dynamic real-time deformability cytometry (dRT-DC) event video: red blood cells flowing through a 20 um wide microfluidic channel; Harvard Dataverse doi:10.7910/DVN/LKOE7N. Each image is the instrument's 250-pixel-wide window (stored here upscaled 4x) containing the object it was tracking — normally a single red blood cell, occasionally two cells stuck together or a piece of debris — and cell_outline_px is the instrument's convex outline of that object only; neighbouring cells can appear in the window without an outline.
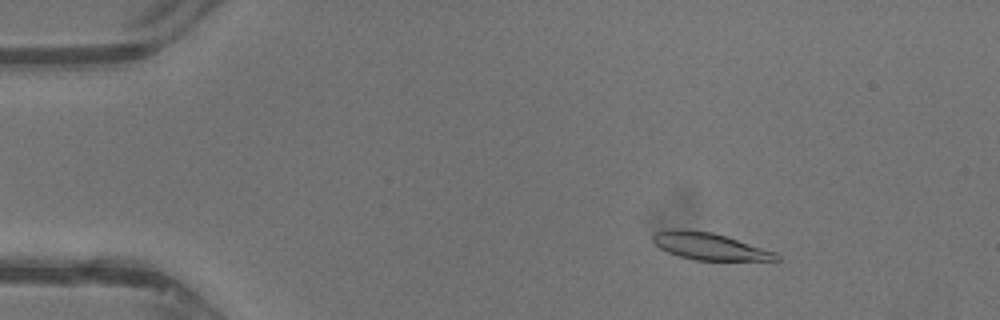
{"species": "common noctule bat (a hibernating species)", "species_latin": "Nyctalus noctula", "temperature_condition": "warm", "stored_images_in_passage": 43, "camera_frame_rate_fps": 3000, "um_per_image_px": 0.085, "animal": {"sex": "male", "body_mass_g": 13.3}, "frame": {"image": 1, "passage_image": 7, "time_ms": 2.0, "image_size_px": [1000, 320], "cell_outline_px": [[780, 260], [692, 260], [668, 252], [660, 248], [652, 240], [652, 232], [668, 228], [684, 228], [712, 232], [776, 252], [780, 256]], "centroid_in_image_um": [60.23, 20.91], "position_along_channel_um": 24.8, "area_um2": 19.54}}
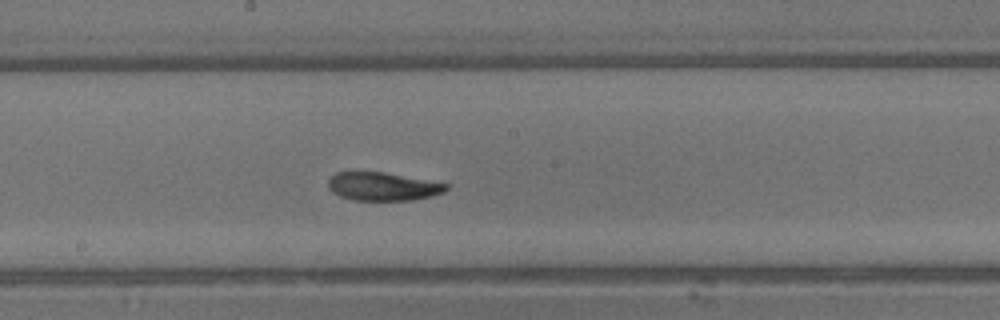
{"frame": {"image": 2, "passage_image": 24, "time_ms": 7.667, "image_size_px": [1000, 320], "cell_outline_px": [[448, 188], [444, 192], [432, 196], [412, 200], [352, 200], [340, 196], [332, 192], [328, 188], [328, 180], [336, 172], [384, 172], [448, 184]], "centroid_in_image_um": [32.52, 15.85], "position_along_channel_um": 215.7, "area_um2": 19.36}}
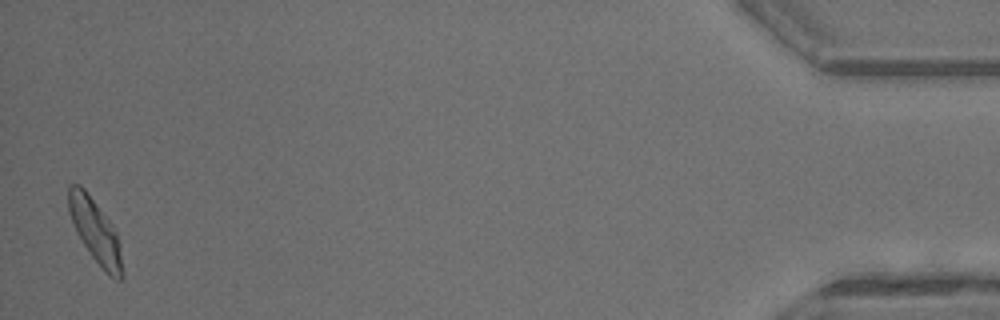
{"frame": {"image": 3, "passage_image": 43, "time_ms": 14.0, "image_size_px": [1000, 320], "cell_outline_px": [[124, 276], [120, 280], [116, 280], [108, 276], [104, 272], [92, 256], [76, 232], [68, 212], [68, 184], [80, 184], [84, 188], [112, 224], [116, 232], [120, 244]], "centroid_in_image_um": [8.11, 19.67], "position_along_channel_um": 427.1, "area_um2": 20.06}, "authors_computed_cell_mechanics": {"area_um2": 19.9988, "velocity_mm_per_s": 4.825, "shape_relaxation_time_tau1_ms": 2.9127, "shape_relaxation_time_tau2_ms": 2.9086, "deformation_change_tau1": 0.1302, "deformation_change_tau2": 0.1003}}